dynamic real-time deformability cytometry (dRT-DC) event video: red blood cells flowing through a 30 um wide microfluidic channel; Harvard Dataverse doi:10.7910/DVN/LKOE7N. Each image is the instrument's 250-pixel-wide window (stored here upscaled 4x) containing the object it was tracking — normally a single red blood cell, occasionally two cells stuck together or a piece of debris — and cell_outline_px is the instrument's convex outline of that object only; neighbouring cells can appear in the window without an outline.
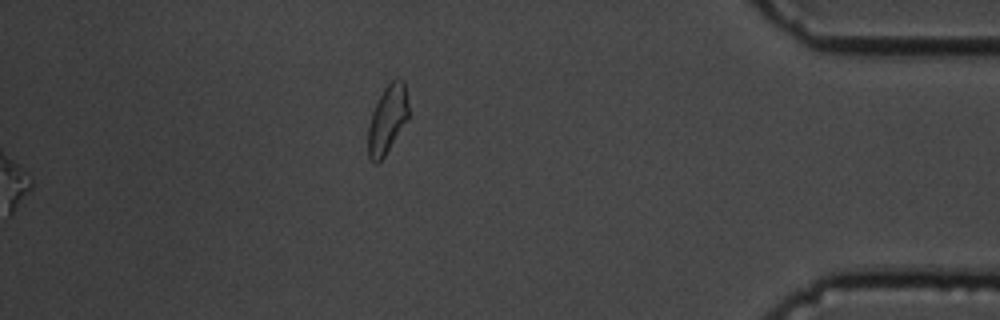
{"species": "common noctule bat (a hibernating species)", "species_latin": "Nyctalus noctula", "temperature_condition": "cold", "stored_images_in_passage": 58, "segment_of_instrument_passage": [2, 2], "camera_frame_rate_fps": 3000, "um_per_image_px": 0.085, "animal": {"sex": "male", "body_mass_g": 19.5, "forearm_length_mm": 54.6}, "frame": {"image": 1, "passage_image": 58, "time_ms": 19.0, "image_size_px": [1000, 320], "cell_outline_px": [[408, 116], [384, 156], [376, 164], [368, 156], [368, 128], [372, 112], [384, 88], [396, 76], [400, 76], [404, 80], [408, 104]], "centroid_in_image_um": [32.92, 10.08], "position_along_channel_um": 402.3, "area_um2": 15.72}}